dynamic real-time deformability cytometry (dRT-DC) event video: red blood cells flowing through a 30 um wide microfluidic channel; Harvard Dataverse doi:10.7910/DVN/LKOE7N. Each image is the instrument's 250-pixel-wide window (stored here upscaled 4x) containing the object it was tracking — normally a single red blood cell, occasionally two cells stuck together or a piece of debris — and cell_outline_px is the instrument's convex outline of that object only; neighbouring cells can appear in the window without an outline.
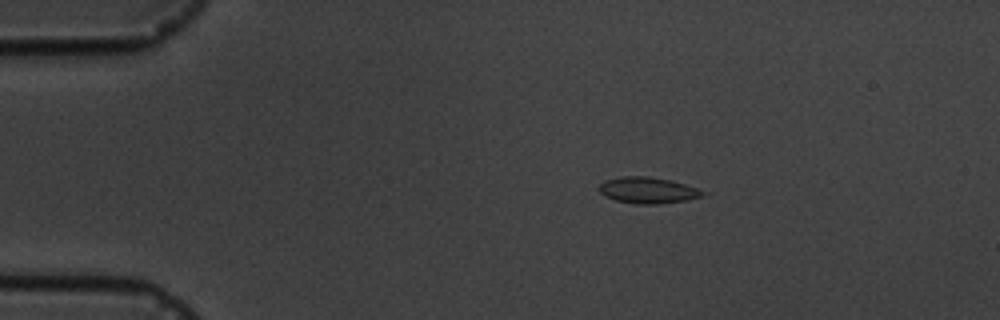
{"species": "common noctule bat (a hibernating species)", "species_latin": "Nyctalus noctula", "temperature_condition": "cold", "stored_images_in_passage": 4, "camera_frame_rate_fps": 3000, "um_per_image_px": 0.085, "animal": {"sex": "male", "body_mass_g": 19.5, "forearm_length_mm": 54.6}, "frame": {"image": 1, "passage_image": 3, "time_ms": 3.333, "image_size_px": [1000, 320], "cell_outline_px": [[708, 192], [700, 196], [688, 200], [660, 204], [636, 204], [616, 200], [604, 196], [600, 192], [600, 184], [604, 180], [620, 176], [648, 176], [672, 180]], "centroid_in_image_um": [55.06, 16.17], "position_along_channel_um": 29.9, "area_um2": 15.9}}